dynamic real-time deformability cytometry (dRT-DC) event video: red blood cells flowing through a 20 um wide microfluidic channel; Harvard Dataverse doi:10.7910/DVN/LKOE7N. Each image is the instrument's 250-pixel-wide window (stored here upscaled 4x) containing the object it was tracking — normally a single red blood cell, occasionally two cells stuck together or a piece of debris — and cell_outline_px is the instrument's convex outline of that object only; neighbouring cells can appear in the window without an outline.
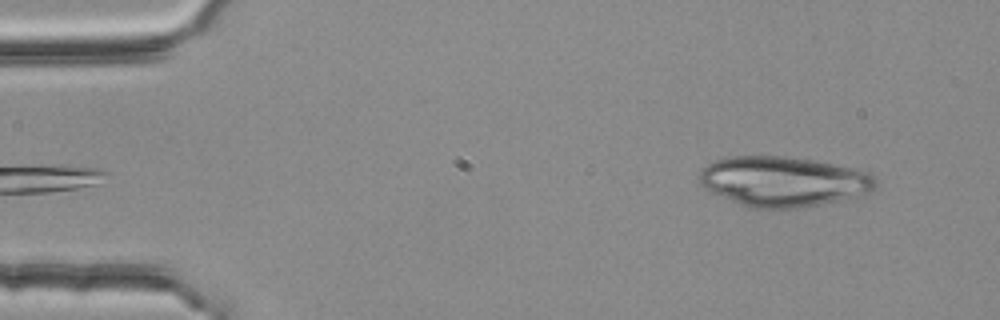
{"species": "common noctule bat (a hibernating species)", "species_latin": "Nyctalus noctula", "temperature_condition": "room temperature", "stored_images_in_passage": 13, "camera_frame_rate_fps": 3000, "um_per_image_px": 0.085, "animal": {"sex": "female", "body_mass_g": 25.1}, "frame": {"image": 1, "passage_image": 1, "time_ms": 0.0, "image_size_px": [1000, 320], "cell_outline_px": [[876, 188], [868, 192], [856, 196], [840, 200], [796, 208], [752, 208], [740, 204], [712, 192], [704, 188], [696, 176], [708, 164], [716, 160], [732, 156], [784, 156], [812, 160], [852, 168], [868, 172], [876, 180]], "centroid_in_image_um": [66.55, 15.42], "position_along_channel_um": 18.5, "area_um2": 50.92}}